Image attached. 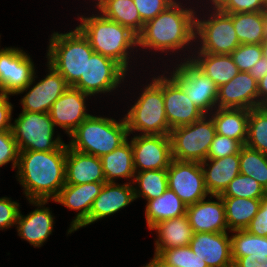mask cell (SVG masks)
<instances>
[{
    "mask_svg": "<svg viewBox=\"0 0 267 267\" xmlns=\"http://www.w3.org/2000/svg\"><path fill=\"white\" fill-rule=\"evenodd\" d=\"M67 144L55 151H20L17 181L27 200H54L65 186Z\"/></svg>",
    "mask_w": 267,
    "mask_h": 267,
    "instance_id": "1",
    "label": "cell"
},
{
    "mask_svg": "<svg viewBox=\"0 0 267 267\" xmlns=\"http://www.w3.org/2000/svg\"><path fill=\"white\" fill-rule=\"evenodd\" d=\"M182 4L175 0L154 19L146 22L138 35V47L158 53H178L193 45L197 11H194L195 7L184 8Z\"/></svg>",
    "mask_w": 267,
    "mask_h": 267,
    "instance_id": "2",
    "label": "cell"
},
{
    "mask_svg": "<svg viewBox=\"0 0 267 267\" xmlns=\"http://www.w3.org/2000/svg\"><path fill=\"white\" fill-rule=\"evenodd\" d=\"M77 28L88 39L96 53L109 57L129 70V57L132 50L138 47V36L129 28L103 17L99 12L91 16L78 18ZM130 51V52H129Z\"/></svg>",
    "mask_w": 267,
    "mask_h": 267,
    "instance_id": "3",
    "label": "cell"
},
{
    "mask_svg": "<svg viewBox=\"0 0 267 267\" xmlns=\"http://www.w3.org/2000/svg\"><path fill=\"white\" fill-rule=\"evenodd\" d=\"M125 118L90 115L70 135L68 146L75 151L101 157L114 151L128 138Z\"/></svg>",
    "mask_w": 267,
    "mask_h": 267,
    "instance_id": "4",
    "label": "cell"
},
{
    "mask_svg": "<svg viewBox=\"0 0 267 267\" xmlns=\"http://www.w3.org/2000/svg\"><path fill=\"white\" fill-rule=\"evenodd\" d=\"M50 37L47 63L61 74L69 86H74L85 76L86 61L95 51L77 27L67 33L54 32Z\"/></svg>",
    "mask_w": 267,
    "mask_h": 267,
    "instance_id": "5",
    "label": "cell"
},
{
    "mask_svg": "<svg viewBox=\"0 0 267 267\" xmlns=\"http://www.w3.org/2000/svg\"><path fill=\"white\" fill-rule=\"evenodd\" d=\"M142 90L124 116L129 135L135 131L141 135H169L171 129L165 113L163 74L153 77Z\"/></svg>",
    "mask_w": 267,
    "mask_h": 267,
    "instance_id": "6",
    "label": "cell"
},
{
    "mask_svg": "<svg viewBox=\"0 0 267 267\" xmlns=\"http://www.w3.org/2000/svg\"><path fill=\"white\" fill-rule=\"evenodd\" d=\"M216 135L214 121L210 115L171 129L172 158L179 161L203 162L207 159L210 145Z\"/></svg>",
    "mask_w": 267,
    "mask_h": 267,
    "instance_id": "7",
    "label": "cell"
},
{
    "mask_svg": "<svg viewBox=\"0 0 267 267\" xmlns=\"http://www.w3.org/2000/svg\"><path fill=\"white\" fill-rule=\"evenodd\" d=\"M12 132L19 151H55L64 141L55 135L49 113L22 111L12 123Z\"/></svg>",
    "mask_w": 267,
    "mask_h": 267,
    "instance_id": "8",
    "label": "cell"
},
{
    "mask_svg": "<svg viewBox=\"0 0 267 267\" xmlns=\"http://www.w3.org/2000/svg\"><path fill=\"white\" fill-rule=\"evenodd\" d=\"M212 10V11H211ZM208 19L195 16V43L199 42L197 53L219 55L231 54L239 45L232 22V14L211 9ZM206 18V19H205Z\"/></svg>",
    "mask_w": 267,
    "mask_h": 267,
    "instance_id": "9",
    "label": "cell"
},
{
    "mask_svg": "<svg viewBox=\"0 0 267 267\" xmlns=\"http://www.w3.org/2000/svg\"><path fill=\"white\" fill-rule=\"evenodd\" d=\"M186 59L187 57L169 74L193 104L205 115H209L217 108L218 87L190 59Z\"/></svg>",
    "mask_w": 267,
    "mask_h": 267,
    "instance_id": "10",
    "label": "cell"
},
{
    "mask_svg": "<svg viewBox=\"0 0 267 267\" xmlns=\"http://www.w3.org/2000/svg\"><path fill=\"white\" fill-rule=\"evenodd\" d=\"M127 71L115 60L94 52L86 61L85 76L73 86L91 96L110 93L125 80Z\"/></svg>",
    "mask_w": 267,
    "mask_h": 267,
    "instance_id": "11",
    "label": "cell"
},
{
    "mask_svg": "<svg viewBox=\"0 0 267 267\" xmlns=\"http://www.w3.org/2000/svg\"><path fill=\"white\" fill-rule=\"evenodd\" d=\"M167 183L187 206L209 196L200 162L172 159L167 168Z\"/></svg>",
    "mask_w": 267,
    "mask_h": 267,
    "instance_id": "12",
    "label": "cell"
},
{
    "mask_svg": "<svg viewBox=\"0 0 267 267\" xmlns=\"http://www.w3.org/2000/svg\"><path fill=\"white\" fill-rule=\"evenodd\" d=\"M48 73L46 77L36 83V72L27 87L20 90L17 94H26L21 99L22 111L49 113L53 103L69 88L66 80L52 66L47 63Z\"/></svg>",
    "mask_w": 267,
    "mask_h": 267,
    "instance_id": "13",
    "label": "cell"
},
{
    "mask_svg": "<svg viewBox=\"0 0 267 267\" xmlns=\"http://www.w3.org/2000/svg\"><path fill=\"white\" fill-rule=\"evenodd\" d=\"M133 150L134 170L167 169L172 161L169 135H134L130 140Z\"/></svg>",
    "mask_w": 267,
    "mask_h": 267,
    "instance_id": "14",
    "label": "cell"
},
{
    "mask_svg": "<svg viewBox=\"0 0 267 267\" xmlns=\"http://www.w3.org/2000/svg\"><path fill=\"white\" fill-rule=\"evenodd\" d=\"M35 73L30 55L18 47H5L0 54V90L9 95L28 86Z\"/></svg>",
    "mask_w": 267,
    "mask_h": 267,
    "instance_id": "15",
    "label": "cell"
},
{
    "mask_svg": "<svg viewBox=\"0 0 267 267\" xmlns=\"http://www.w3.org/2000/svg\"><path fill=\"white\" fill-rule=\"evenodd\" d=\"M104 183L106 182H92L85 184H65L60 190L58 196L53 200L65 207L76 210L78 213L71 221L70 227L67 231L71 234L79 228L89 225V214L95 198L100 194Z\"/></svg>",
    "mask_w": 267,
    "mask_h": 267,
    "instance_id": "16",
    "label": "cell"
},
{
    "mask_svg": "<svg viewBox=\"0 0 267 267\" xmlns=\"http://www.w3.org/2000/svg\"><path fill=\"white\" fill-rule=\"evenodd\" d=\"M165 113L170 129L191 124L205 114L187 97L183 88L170 76L163 74Z\"/></svg>",
    "mask_w": 267,
    "mask_h": 267,
    "instance_id": "17",
    "label": "cell"
},
{
    "mask_svg": "<svg viewBox=\"0 0 267 267\" xmlns=\"http://www.w3.org/2000/svg\"><path fill=\"white\" fill-rule=\"evenodd\" d=\"M90 95L69 86V88L53 103L49 112L55 127L59 126L68 136L91 114L86 111V99Z\"/></svg>",
    "mask_w": 267,
    "mask_h": 267,
    "instance_id": "18",
    "label": "cell"
},
{
    "mask_svg": "<svg viewBox=\"0 0 267 267\" xmlns=\"http://www.w3.org/2000/svg\"><path fill=\"white\" fill-rule=\"evenodd\" d=\"M217 108H258V83L248 72H239L218 88Z\"/></svg>",
    "mask_w": 267,
    "mask_h": 267,
    "instance_id": "19",
    "label": "cell"
},
{
    "mask_svg": "<svg viewBox=\"0 0 267 267\" xmlns=\"http://www.w3.org/2000/svg\"><path fill=\"white\" fill-rule=\"evenodd\" d=\"M28 202L37 208L25 216L20 211L16 229L23 240L34 247H41L53 232L55 216L50 208L44 206L48 200H28Z\"/></svg>",
    "mask_w": 267,
    "mask_h": 267,
    "instance_id": "20",
    "label": "cell"
},
{
    "mask_svg": "<svg viewBox=\"0 0 267 267\" xmlns=\"http://www.w3.org/2000/svg\"><path fill=\"white\" fill-rule=\"evenodd\" d=\"M214 197L216 201H212ZM206 198L187 206L186 215L193 232H227L225 205L222 197L220 195H210L211 200L208 199L207 201Z\"/></svg>",
    "mask_w": 267,
    "mask_h": 267,
    "instance_id": "21",
    "label": "cell"
},
{
    "mask_svg": "<svg viewBox=\"0 0 267 267\" xmlns=\"http://www.w3.org/2000/svg\"><path fill=\"white\" fill-rule=\"evenodd\" d=\"M189 247L208 267H233L231 241L227 232L194 233Z\"/></svg>",
    "mask_w": 267,
    "mask_h": 267,
    "instance_id": "22",
    "label": "cell"
},
{
    "mask_svg": "<svg viewBox=\"0 0 267 267\" xmlns=\"http://www.w3.org/2000/svg\"><path fill=\"white\" fill-rule=\"evenodd\" d=\"M135 200L134 187L131 181L124 184L106 182L95 198L89 214V225L114 215Z\"/></svg>",
    "mask_w": 267,
    "mask_h": 267,
    "instance_id": "23",
    "label": "cell"
},
{
    "mask_svg": "<svg viewBox=\"0 0 267 267\" xmlns=\"http://www.w3.org/2000/svg\"><path fill=\"white\" fill-rule=\"evenodd\" d=\"M65 179L72 185L106 182L100 157L75 151L67 144Z\"/></svg>",
    "mask_w": 267,
    "mask_h": 267,
    "instance_id": "24",
    "label": "cell"
},
{
    "mask_svg": "<svg viewBox=\"0 0 267 267\" xmlns=\"http://www.w3.org/2000/svg\"><path fill=\"white\" fill-rule=\"evenodd\" d=\"M239 154L201 162L205 187L209 195H221L228 184L240 173Z\"/></svg>",
    "mask_w": 267,
    "mask_h": 267,
    "instance_id": "25",
    "label": "cell"
},
{
    "mask_svg": "<svg viewBox=\"0 0 267 267\" xmlns=\"http://www.w3.org/2000/svg\"><path fill=\"white\" fill-rule=\"evenodd\" d=\"M150 230H155L158 238L155 241V252L159 254L164 249L189 246L193 238V229L187 215L160 221Z\"/></svg>",
    "mask_w": 267,
    "mask_h": 267,
    "instance_id": "26",
    "label": "cell"
},
{
    "mask_svg": "<svg viewBox=\"0 0 267 267\" xmlns=\"http://www.w3.org/2000/svg\"><path fill=\"white\" fill-rule=\"evenodd\" d=\"M188 59L209 77L218 88L231 81L240 72L230 54L219 55L193 51L191 56L189 54Z\"/></svg>",
    "mask_w": 267,
    "mask_h": 267,
    "instance_id": "27",
    "label": "cell"
},
{
    "mask_svg": "<svg viewBox=\"0 0 267 267\" xmlns=\"http://www.w3.org/2000/svg\"><path fill=\"white\" fill-rule=\"evenodd\" d=\"M249 114L248 109L216 108L209 115L214 121L217 134L238 140L245 145Z\"/></svg>",
    "mask_w": 267,
    "mask_h": 267,
    "instance_id": "28",
    "label": "cell"
},
{
    "mask_svg": "<svg viewBox=\"0 0 267 267\" xmlns=\"http://www.w3.org/2000/svg\"><path fill=\"white\" fill-rule=\"evenodd\" d=\"M106 182L132 179L135 176L132 144L128 139L114 151L100 157Z\"/></svg>",
    "mask_w": 267,
    "mask_h": 267,
    "instance_id": "29",
    "label": "cell"
},
{
    "mask_svg": "<svg viewBox=\"0 0 267 267\" xmlns=\"http://www.w3.org/2000/svg\"><path fill=\"white\" fill-rule=\"evenodd\" d=\"M187 205L169 188L157 198L148 200L145 208L146 223L149 230L160 221L184 216Z\"/></svg>",
    "mask_w": 267,
    "mask_h": 267,
    "instance_id": "30",
    "label": "cell"
},
{
    "mask_svg": "<svg viewBox=\"0 0 267 267\" xmlns=\"http://www.w3.org/2000/svg\"><path fill=\"white\" fill-rule=\"evenodd\" d=\"M228 230H244L258 213L262 199L222 197Z\"/></svg>",
    "mask_w": 267,
    "mask_h": 267,
    "instance_id": "31",
    "label": "cell"
},
{
    "mask_svg": "<svg viewBox=\"0 0 267 267\" xmlns=\"http://www.w3.org/2000/svg\"><path fill=\"white\" fill-rule=\"evenodd\" d=\"M98 11L103 17L129 28L137 36L143 30L144 23L133 0H107Z\"/></svg>",
    "mask_w": 267,
    "mask_h": 267,
    "instance_id": "32",
    "label": "cell"
},
{
    "mask_svg": "<svg viewBox=\"0 0 267 267\" xmlns=\"http://www.w3.org/2000/svg\"><path fill=\"white\" fill-rule=\"evenodd\" d=\"M232 22L240 44H261L265 37L264 11L233 13Z\"/></svg>",
    "mask_w": 267,
    "mask_h": 267,
    "instance_id": "33",
    "label": "cell"
},
{
    "mask_svg": "<svg viewBox=\"0 0 267 267\" xmlns=\"http://www.w3.org/2000/svg\"><path fill=\"white\" fill-rule=\"evenodd\" d=\"M132 184L135 200L144 197L148 201L160 197L168 188L167 169L135 172Z\"/></svg>",
    "mask_w": 267,
    "mask_h": 267,
    "instance_id": "34",
    "label": "cell"
},
{
    "mask_svg": "<svg viewBox=\"0 0 267 267\" xmlns=\"http://www.w3.org/2000/svg\"><path fill=\"white\" fill-rule=\"evenodd\" d=\"M230 236L233 262L243 256L267 255V237L256 236L244 230H233Z\"/></svg>",
    "mask_w": 267,
    "mask_h": 267,
    "instance_id": "35",
    "label": "cell"
},
{
    "mask_svg": "<svg viewBox=\"0 0 267 267\" xmlns=\"http://www.w3.org/2000/svg\"><path fill=\"white\" fill-rule=\"evenodd\" d=\"M245 145L267 155V109H250Z\"/></svg>",
    "mask_w": 267,
    "mask_h": 267,
    "instance_id": "36",
    "label": "cell"
},
{
    "mask_svg": "<svg viewBox=\"0 0 267 267\" xmlns=\"http://www.w3.org/2000/svg\"><path fill=\"white\" fill-rule=\"evenodd\" d=\"M239 158L240 173L254 178L267 191V155L243 145Z\"/></svg>",
    "mask_w": 267,
    "mask_h": 267,
    "instance_id": "37",
    "label": "cell"
},
{
    "mask_svg": "<svg viewBox=\"0 0 267 267\" xmlns=\"http://www.w3.org/2000/svg\"><path fill=\"white\" fill-rule=\"evenodd\" d=\"M266 193L265 188L254 178L239 173L220 196L262 199Z\"/></svg>",
    "mask_w": 267,
    "mask_h": 267,
    "instance_id": "38",
    "label": "cell"
},
{
    "mask_svg": "<svg viewBox=\"0 0 267 267\" xmlns=\"http://www.w3.org/2000/svg\"><path fill=\"white\" fill-rule=\"evenodd\" d=\"M159 255L175 267H208L189 246L164 249Z\"/></svg>",
    "mask_w": 267,
    "mask_h": 267,
    "instance_id": "39",
    "label": "cell"
},
{
    "mask_svg": "<svg viewBox=\"0 0 267 267\" xmlns=\"http://www.w3.org/2000/svg\"><path fill=\"white\" fill-rule=\"evenodd\" d=\"M230 56L240 72H248L263 54L260 44H240Z\"/></svg>",
    "mask_w": 267,
    "mask_h": 267,
    "instance_id": "40",
    "label": "cell"
},
{
    "mask_svg": "<svg viewBox=\"0 0 267 267\" xmlns=\"http://www.w3.org/2000/svg\"><path fill=\"white\" fill-rule=\"evenodd\" d=\"M242 146L243 145L238 140L216 133L210 145L207 159H217L231 156L233 154H239Z\"/></svg>",
    "mask_w": 267,
    "mask_h": 267,
    "instance_id": "41",
    "label": "cell"
},
{
    "mask_svg": "<svg viewBox=\"0 0 267 267\" xmlns=\"http://www.w3.org/2000/svg\"><path fill=\"white\" fill-rule=\"evenodd\" d=\"M19 152L12 130L0 132V167L12 162V169H16Z\"/></svg>",
    "mask_w": 267,
    "mask_h": 267,
    "instance_id": "42",
    "label": "cell"
},
{
    "mask_svg": "<svg viewBox=\"0 0 267 267\" xmlns=\"http://www.w3.org/2000/svg\"><path fill=\"white\" fill-rule=\"evenodd\" d=\"M135 7L139 12L141 21L146 22L154 19L158 14L164 11L175 0H133Z\"/></svg>",
    "mask_w": 267,
    "mask_h": 267,
    "instance_id": "43",
    "label": "cell"
},
{
    "mask_svg": "<svg viewBox=\"0 0 267 267\" xmlns=\"http://www.w3.org/2000/svg\"><path fill=\"white\" fill-rule=\"evenodd\" d=\"M267 0H228L219 10L226 14L266 10Z\"/></svg>",
    "mask_w": 267,
    "mask_h": 267,
    "instance_id": "44",
    "label": "cell"
},
{
    "mask_svg": "<svg viewBox=\"0 0 267 267\" xmlns=\"http://www.w3.org/2000/svg\"><path fill=\"white\" fill-rule=\"evenodd\" d=\"M19 203L8 197H0V230L16 226L20 212Z\"/></svg>",
    "mask_w": 267,
    "mask_h": 267,
    "instance_id": "45",
    "label": "cell"
},
{
    "mask_svg": "<svg viewBox=\"0 0 267 267\" xmlns=\"http://www.w3.org/2000/svg\"><path fill=\"white\" fill-rule=\"evenodd\" d=\"M245 230L256 236L267 237V193L262 198L258 213Z\"/></svg>",
    "mask_w": 267,
    "mask_h": 267,
    "instance_id": "46",
    "label": "cell"
},
{
    "mask_svg": "<svg viewBox=\"0 0 267 267\" xmlns=\"http://www.w3.org/2000/svg\"><path fill=\"white\" fill-rule=\"evenodd\" d=\"M13 105L9 101V94L0 90V132L12 130Z\"/></svg>",
    "mask_w": 267,
    "mask_h": 267,
    "instance_id": "47",
    "label": "cell"
},
{
    "mask_svg": "<svg viewBox=\"0 0 267 267\" xmlns=\"http://www.w3.org/2000/svg\"><path fill=\"white\" fill-rule=\"evenodd\" d=\"M233 267H267V255L251 254L237 258Z\"/></svg>",
    "mask_w": 267,
    "mask_h": 267,
    "instance_id": "48",
    "label": "cell"
},
{
    "mask_svg": "<svg viewBox=\"0 0 267 267\" xmlns=\"http://www.w3.org/2000/svg\"><path fill=\"white\" fill-rule=\"evenodd\" d=\"M248 73L257 81V83L267 74V59L262 57Z\"/></svg>",
    "mask_w": 267,
    "mask_h": 267,
    "instance_id": "49",
    "label": "cell"
},
{
    "mask_svg": "<svg viewBox=\"0 0 267 267\" xmlns=\"http://www.w3.org/2000/svg\"><path fill=\"white\" fill-rule=\"evenodd\" d=\"M267 104V74L258 82V107Z\"/></svg>",
    "mask_w": 267,
    "mask_h": 267,
    "instance_id": "50",
    "label": "cell"
},
{
    "mask_svg": "<svg viewBox=\"0 0 267 267\" xmlns=\"http://www.w3.org/2000/svg\"><path fill=\"white\" fill-rule=\"evenodd\" d=\"M143 267H175V266L169 264L159 254L154 253V257L152 258V260H150V262L144 265Z\"/></svg>",
    "mask_w": 267,
    "mask_h": 267,
    "instance_id": "51",
    "label": "cell"
},
{
    "mask_svg": "<svg viewBox=\"0 0 267 267\" xmlns=\"http://www.w3.org/2000/svg\"><path fill=\"white\" fill-rule=\"evenodd\" d=\"M213 10H219L228 0H208Z\"/></svg>",
    "mask_w": 267,
    "mask_h": 267,
    "instance_id": "52",
    "label": "cell"
},
{
    "mask_svg": "<svg viewBox=\"0 0 267 267\" xmlns=\"http://www.w3.org/2000/svg\"><path fill=\"white\" fill-rule=\"evenodd\" d=\"M260 45L262 48L263 57L267 59V37H264Z\"/></svg>",
    "mask_w": 267,
    "mask_h": 267,
    "instance_id": "53",
    "label": "cell"
},
{
    "mask_svg": "<svg viewBox=\"0 0 267 267\" xmlns=\"http://www.w3.org/2000/svg\"><path fill=\"white\" fill-rule=\"evenodd\" d=\"M95 1V0H94ZM97 2H95V4L96 5H94V6H96L95 8L97 9L98 8V10L101 8V6L107 1V0H96Z\"/></svg>",
    "mask_w": 267,
    "mask_h": 267,
    "instance_id": "54",
    "label": "cell"
},
{
    "mask_svg": "<svg viewBox=\"0 0 267 267\" xmlns=\"http://www.w3.org/2000/svg\"><path fill=\"white\" fill-rule=\"evenodd\" d=\"M265 37H267V10L264 11Z\"/></svg>",
    "mask_w": 267,
    "mask_h": 267,
    "instance_id": "55",
    "label": "cell"
},
{
    "mask_svg": "<svg viewBox=\"0 0 267 267\" xmlns=\"http://www.w3.org/2000/svg\"><path fill=\"white\" fill-rule=\"evenodd\" d=\"M1 36V35H0ZM5 48H2V49H0V54L2 53V51L4 50Z\"/></svg>",
    "mask_w": 267,
    "mask_h": 267,
    "instance_id": "56",
    "label": "cell"
}]
</instances>
